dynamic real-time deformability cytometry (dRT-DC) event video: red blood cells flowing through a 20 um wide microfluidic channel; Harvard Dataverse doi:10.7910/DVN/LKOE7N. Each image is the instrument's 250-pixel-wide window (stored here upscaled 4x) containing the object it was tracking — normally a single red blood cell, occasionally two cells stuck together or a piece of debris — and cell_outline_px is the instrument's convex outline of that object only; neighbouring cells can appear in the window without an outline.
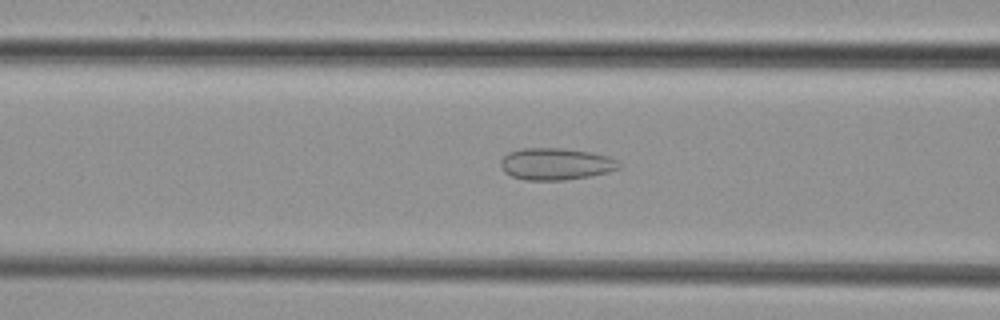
{"species": "common noctule bat (a hibernating species)", "species_latin": "Nyctalus noctula", "temperature_condition": "cold", "stored_images_in_passage": 7, "camera_frame_rate_fps": 3000, "um_per_image_px": 0.085, "animal": {"sex": "female", "body_mass_g": 29.2, "forearm_length_mm": 56.3}, "frame": {"image": 1, "passage_image": 6, "time_ms": 7.0, "image_size_px": [1000, 320], "cell_outline_px": [[620, 168], [608, 172], [588, 176], [564, 180], [524, 180], [512, 176], [504, 172], [500, 168], [500, 160], [508, 152], [520, 148], [564, 148], [592, 152], [608, 156], [616, 160], [620, 164]], "centroid_in_image_um": [47.21, 13.93], "position_along_channel_um": 119.4, "area_um2": 22.14}}